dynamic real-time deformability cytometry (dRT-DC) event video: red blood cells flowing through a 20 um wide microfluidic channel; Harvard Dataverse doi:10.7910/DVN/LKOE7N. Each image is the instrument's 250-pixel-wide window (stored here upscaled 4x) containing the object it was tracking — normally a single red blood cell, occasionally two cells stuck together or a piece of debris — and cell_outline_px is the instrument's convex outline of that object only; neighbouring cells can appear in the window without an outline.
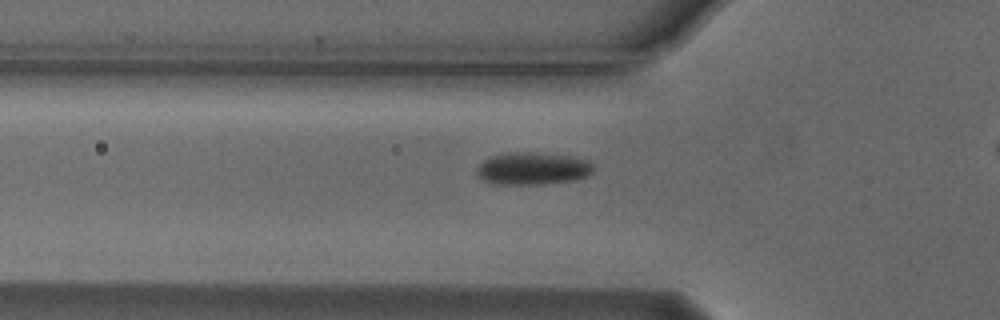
{"species": "Egyptian fruit bat (a non-hibernating species)", "species_latin": "Rousettus aegyptiacus", "temperature_condition": "cold", "stored_images_in_passage": 34, "camera_frame_rate_fps": 3000, "um_per_image_px": 0.085, "animal": {"sex": "male"}, "frame": {"image": 1, "passage_image": 5, "time_ms": 1.333, "image_size_px": [1000, 320], "cell_outline_px": [[592, 172], [588, 176], [576, 180], [544, 184], [496, 184], [484, 180], [476, 176], [476, 168], [488, 156], [508, 152], [536, 152], [568, 156], [588, 160], [592, 164]], "centroid_in_image_um": [45.25, 14.32], "position_along_channel_um": 80.6, "area_um2": 22.25}}
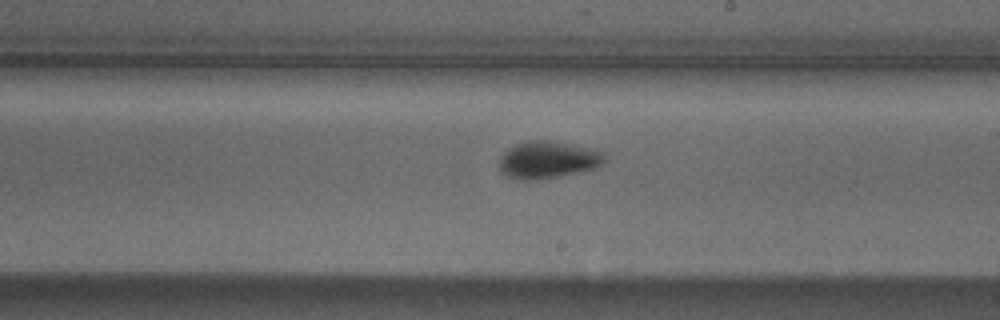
{"frame": {"image": 2, "passage_image": 18, "time_ms": 5.667, "image_size_px": [1000, 320], "cell_outline_px": [[604, 160], [596, 168], [580, 172], [556, 176], [528, 180], [520, 180], [508, 176], [500, 168], [500, 160], [504, 152], [516, 144], [528, 140], [552, 140], [596, 148], [604, 156]], "centroid_in_image_um": [46.6, 13.55], "position_along_channel_um": 242.4, "area_um2": 22.6}}
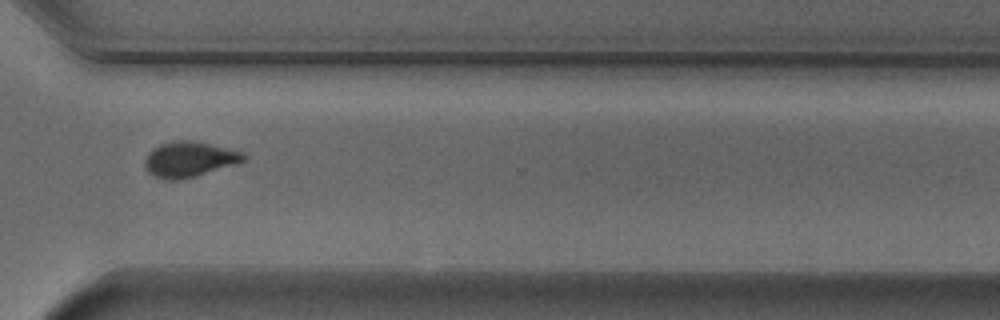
{"frame": {"image": 3, "passage_image": 27, "time_ms": 8.667, "image_size_px": [1000, 320], "cell_outline_px": [[248, 156], [244, 160], [236, 164], [180, 180], [164, 180], [152, 176], [144, 168], [144, 160], [148, 152], [152, 148], [160, 144], [172, 140], [196, 140], [244, 152]], "centroid_in_image_um": [16.05, 13.53], "position_along_channel_um": 354.5, "area_um2": 20.75}, "authors_computed_cell_mechanics": {"area_um2": 21.675, "velocity_mm_per_s": 3.7283, "shape_relaxation_time_tau1_ms": 3.5128, "shape_relaxation_time_tau2_ms": null, "deformation_change_tau1": 0.0916, "deformation_change_tau2": null}}